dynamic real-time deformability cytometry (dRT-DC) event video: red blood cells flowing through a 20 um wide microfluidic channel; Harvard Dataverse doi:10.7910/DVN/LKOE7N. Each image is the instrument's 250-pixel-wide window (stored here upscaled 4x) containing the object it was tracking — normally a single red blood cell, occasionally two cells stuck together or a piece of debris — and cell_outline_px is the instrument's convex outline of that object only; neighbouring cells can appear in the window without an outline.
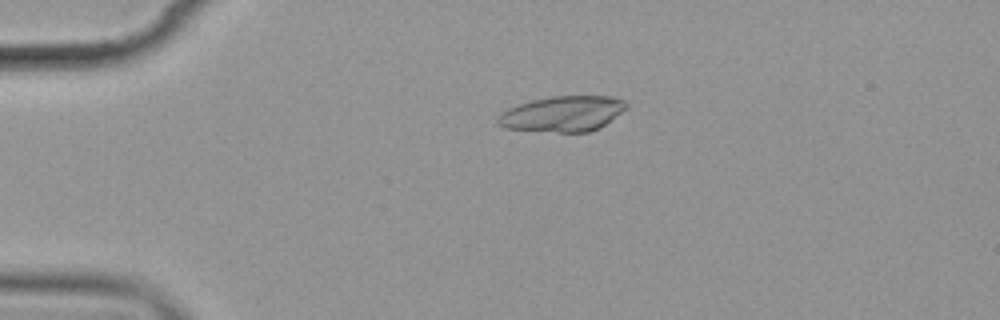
{"species": "common noctule bat (a hibernating species)", "species_latin": "Nyctalus noctula", "temperature_condition": "cold", "stored_images_in_passage": 15, "camera_frame_rate_fps": 3000, "um_per_image_px": 0.085, "animal": {"sex": "female", "body_mass_g": 19.9}, "frame": {"image": 1, "passage_image": 4, "time_ms": 3.667, "image_size_px": [1000, 320], "cell_outline_px": [[628, 108], [600, 128], [588, 132], [560, 132], [504, 128], [496, 124], [496, 116], [500, 112], [508, 108], [532, 100], [552, 96], [612, 96], [624, 100], [628, 104]], "centroid_in_image_um": [47.83, 9.67], "position_along_channel_um": 37.2, "area_um2": 26.82}}
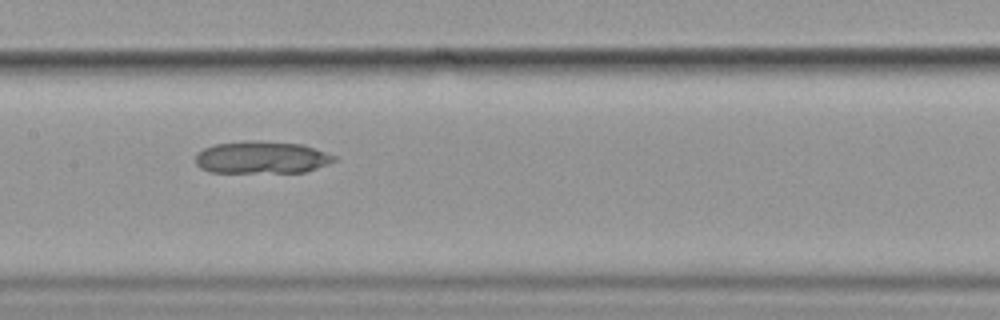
{"frame": {"image": 2, "passage_image": 8, "time_ms": 9.0, "image_size_px": [1000, 320], "cell_outline_px": [[336, 160], [328, 164], [304, 172], [208, 172], [200, 168], [196, 164], [196, 152], [204, 148], [216, 144], [244, 140], [256, 140], [304, 144], [336, 156]], "centroid_in_image_um": [22.22, 13.37], "position_along_channel_um": 185.2, "area_um2": 26.3}}
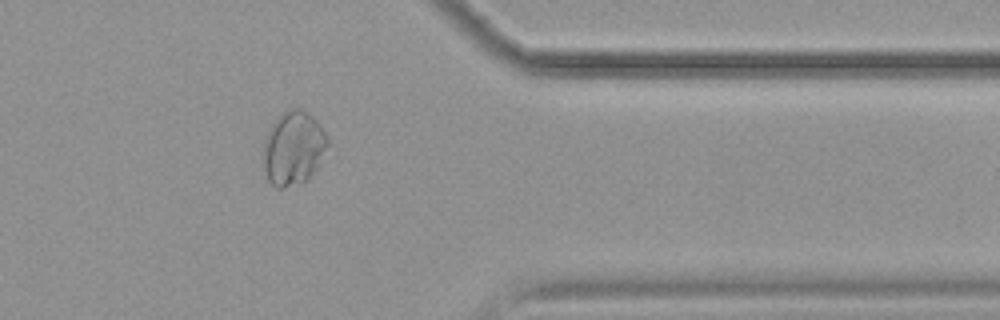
{"frame": {"image": 3, "passage_image": 13, "time_ms": 15.0, "image_size_px": [1000, 320], "cell_outline_px": [[328, 144], [316, 168], [300, 184], [284, 188], [276, 188], [268, 180], [260, 156], [264, 140], [272, 124], [284, 112], [292, 108], [300, 108], [308, 112], [320, 124], [328, 136]], "centroid_in_image_um": [24.9, 12.59], "position_along_channel_um": 386.5, "area_um2": 27.74}}